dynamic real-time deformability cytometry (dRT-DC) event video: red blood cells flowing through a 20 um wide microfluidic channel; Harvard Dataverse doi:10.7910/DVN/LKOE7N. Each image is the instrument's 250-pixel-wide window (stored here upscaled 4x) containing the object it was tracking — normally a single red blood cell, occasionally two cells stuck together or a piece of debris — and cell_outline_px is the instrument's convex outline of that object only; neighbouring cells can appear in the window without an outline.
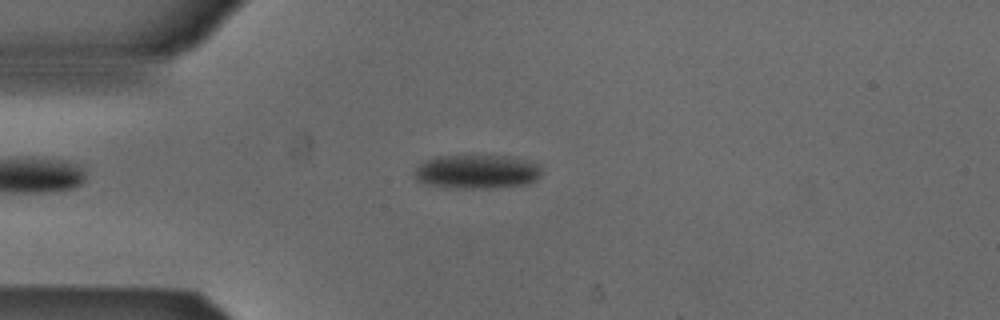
{"species": "Egyptian fruit bat (a non-hibernating species)", "species_latin": "Rousettus aegyptiacus", "temperature_condition": "cold", "stored_images_in_passage": 44, "camera_frame_rate_fps": 3000, "um_per_image_px": 0.085, "animal": {"sex": "male"}, "frame": {"image": 1, "passage_image": 9, "time_ms": 2.667, "image_size_px": [1000, 320], "cell_outline_px": [[540, 176], [536, 180], [528, 184], [488, 188], [452, 188], [424, 184], [416, 180], [416, 168], [424, 160], [436, 156], [508, 156], [528, 160], [540, 164]], "centroid_in_image_um": [40.54, 14.59], "position_along_channel_um": 44.5, "area_um2": 25.26}}
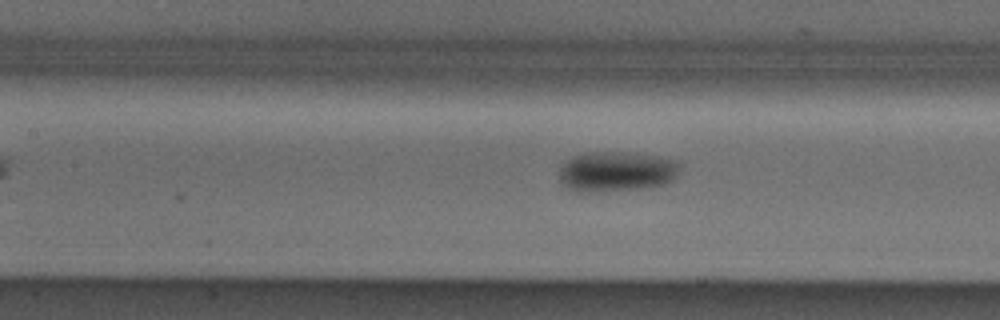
{"frame": {"image": 2, "passage_image": 19, "time_ms": 6.0, "image_size_px": [1000, 320], "cell_outline_px": [[680, 168], [676, 176], [672, 180], [664, 184], [648, 188], [596, 192], [576, 192], [560, 184], [560, 164], [564, 160], [572, 156], [584, 152], [636, 152], [676, 160], [680, 164]], "centroid_in_image_um": [52.36, 14.57], "position_along_channel_um": 155.0, "area_um2": 28.96}}
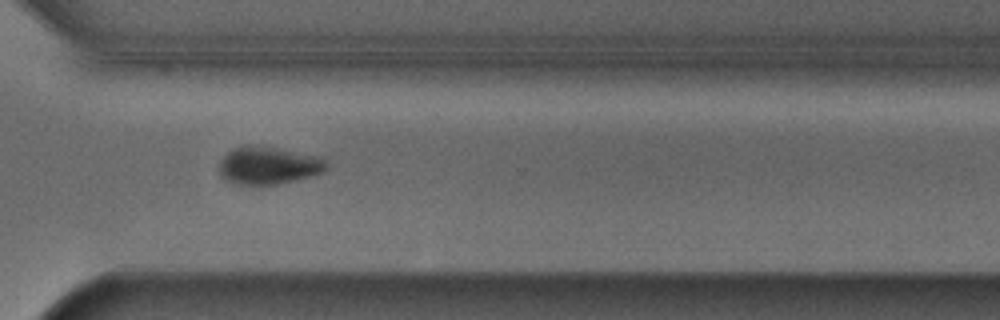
{"frame": {"image": 3, "passage_image": 34, "time_ms": 11.0, "image_size_px": [1000, 320], "cell_outline_px": [[328, 168], [312, 176], [296, 180], [276, 184], [232, 184], [224, 180], [220, 176], [220, 160], [232, 148], [244, 144], [264, 144], [320, 156], [328, 164]], "centroid_in_image_um": [22.8, 14.03], "position_along_channel_um": 347.8, "area_um2": 24.16}, "authors_computed_cell_mechanics": {"area_um2": 25.5187, "velocity_mm_per_s": 3.8641, "shape_relaxation_time_tau1_ms": 2.3639, "shape_relaxation_time_tau2_ms": null, "deformation_change_tau1": 0.0869, "deformation_change_tau2": null}}